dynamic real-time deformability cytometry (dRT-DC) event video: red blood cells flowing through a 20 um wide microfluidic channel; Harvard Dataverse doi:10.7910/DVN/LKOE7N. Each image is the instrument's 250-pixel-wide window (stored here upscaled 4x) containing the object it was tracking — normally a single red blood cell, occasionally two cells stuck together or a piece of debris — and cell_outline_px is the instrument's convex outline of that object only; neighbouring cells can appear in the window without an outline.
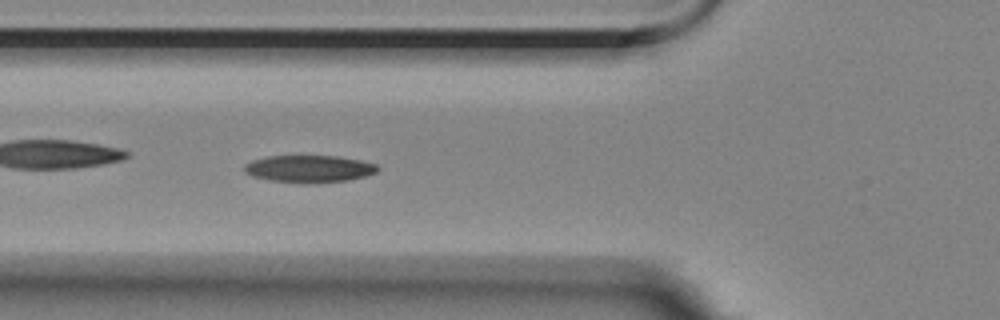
{"species": "Egyptian fruit bat (a non-hibernating species)", "species_latin": "Rousettus aegyptiacus", "temperature_condition": "room temperature", "stored_images_in_passage": 43, "camera_frame_rate_fps": 3000, "um_per_image_px": 0.085, "animal": {"sex": "female"}, "frame": {"image": 1, "passage_image": 15, "time_ms": 4.667, "image_size_px": [1000, 320], "cell_outline_px": [[380, 168], [376, 172], [364, 176], [348, 180], [304, 184], [300, 184], [268, 180], [252, 176], [244, 172], [244, 164], [252, 160], [268, 156], [340, 156], [360, 160], [376, 164]], "centroid_in_image_um": [26.25, 14.35], "position_along_channel_um": 99.6, "area_um2": 21.33}}
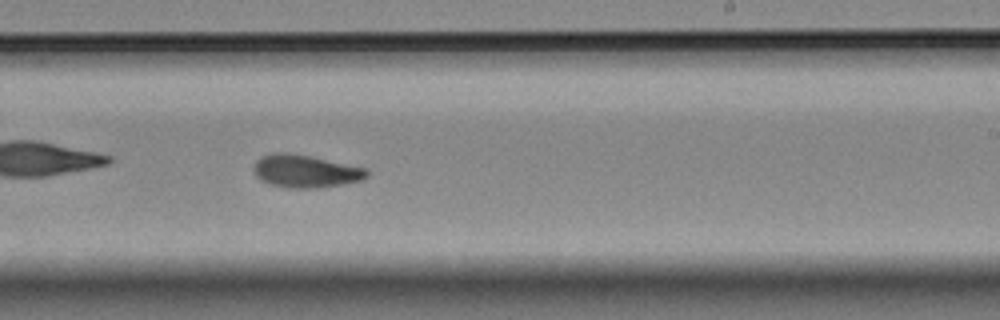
{"frame": {"image": 2, "passage_image": 29, "time_ms": 9.333, "image_size_px": [1000, 320], "cell_outline_px": [[368, 176], [360, 180], [320, 188], [288, 188], [268, 184], [260, 180], [252, 172], [252, 168], [256, 160], [260, 156], [272, 152], [284, 152], [308, 156], [368, 168]], "centroid_in_image_um": [25.89, 14.55], "position_along_channel_um": 263.1, "area_um2": 21.73}}
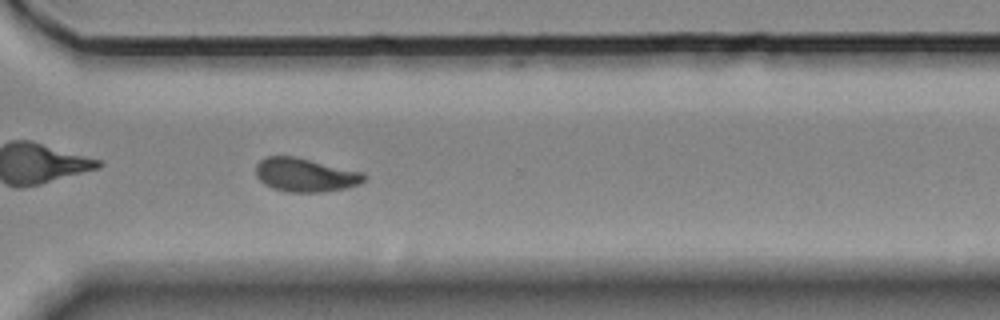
{"frame": {"image": 3, "passage_image": 36, "time_ms": 11.667, "image_size_px": [1000, 320], "cell_outline_px": [[368, 180], [360, 184], [348, 188], [320, 192], [288, 192], [272, 188], [264, 184], [256, 176], [256, 164], [260, 160], [268, 156], [296, 156], [364, 172], [368, 176]], "centroid_in_image_um": [26.0, 14.87], "position_along_channel_um": 344.6, "area_um2": 21.62}, "authors_computed_cell_mechanics": {"area_um2": 20.9236, "velocity_mm_per_s": 3.4965, "shape_relaxation_time_tau1_ms": 6.5294, "shape_relaxation_time_tau2_ms": 2.7306, "deformation_change_tau1": 0.1573, "deformation_change_tau2": 0.0812}}